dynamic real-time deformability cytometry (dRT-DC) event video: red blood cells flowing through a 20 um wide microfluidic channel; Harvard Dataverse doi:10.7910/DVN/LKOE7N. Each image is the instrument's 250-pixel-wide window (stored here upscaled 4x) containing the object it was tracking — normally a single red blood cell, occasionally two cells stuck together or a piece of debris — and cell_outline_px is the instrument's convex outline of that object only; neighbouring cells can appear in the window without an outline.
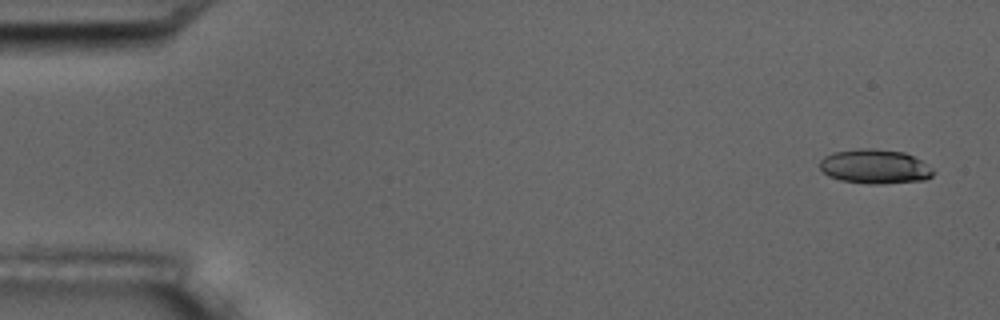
{"species": "common noctule bat (a hibernating species)", "species_latin": "Nyctalus noctula", "temperature_condition": "room temperature", "stored_images_in_passage": 5, "camera_frame_rate_fps": 3000, "um_per_image_px": 0.085, "animal": {"sex": "male", "body_mass_g": 17.5, "forearm_length_mm": 52.3}, "frame": {"image": 1, "passage_image": 1, "time_ms": 0.0, "image_size_px": [1000, 320], "cell_outline_px": [[936, 172], [932, 176], [924, 180], [880, 184], [868, 184], [840, 180], [828, 176], [820, 168], [820, 160], [824, 156], [836, 152], [860, 148], [872, 148], [904, 152], [920, 160], [932, 168]], "centroid_in_image_um": [74.37, 14.16], "position_along_channel_um": 10.6, "area_um2": 22.72}}
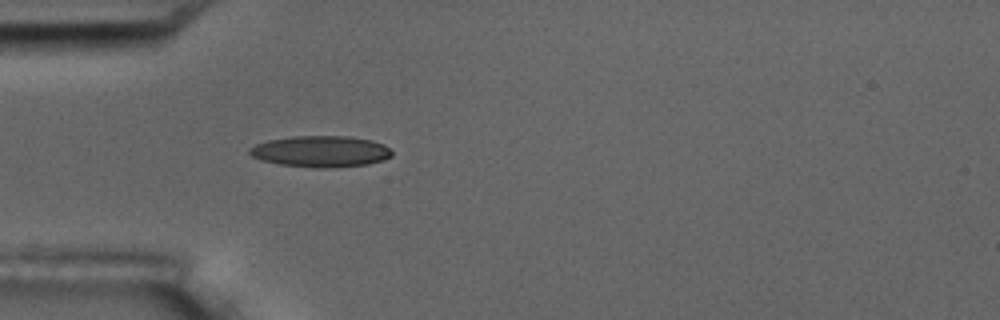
{"frame": {"image": 2, "passage_image": 5, "time_ms": 4.667, "image_size_px": [1000, 320], "cell_outline_px": [[392, 156], [384, 160], [368, 164], [332, 168], [312, 168], [280, 164], [260, 160], [252, 156], [248, 152], [248, 148], [256, 144], [268, 140], [292, 136], [348, 136], [372, 140], [384, 144], [392, 152]], "centroid_in_image_um": [27.26, 12.87], "position_along_channel_um": 57.7, "area_um2": 26.18}}